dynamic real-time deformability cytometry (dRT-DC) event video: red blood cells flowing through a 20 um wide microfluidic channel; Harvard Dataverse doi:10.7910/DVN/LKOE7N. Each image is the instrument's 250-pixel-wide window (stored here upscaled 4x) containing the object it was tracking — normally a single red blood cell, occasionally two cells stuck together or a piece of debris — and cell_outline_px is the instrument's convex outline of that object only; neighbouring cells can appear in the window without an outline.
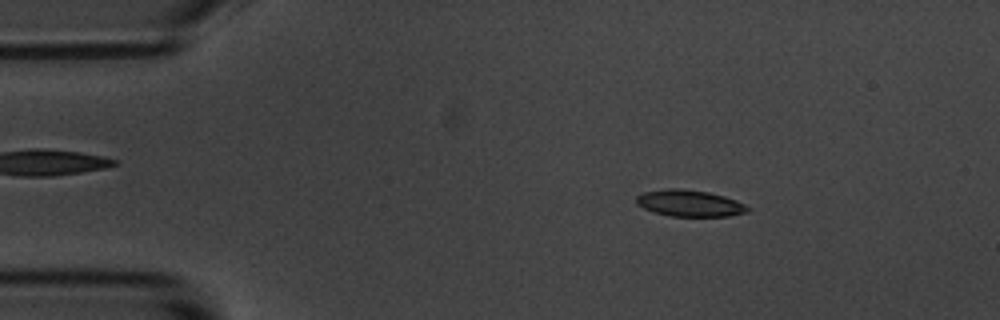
{"species": "common noctule bat (a hibernating species)", "species_latin": "Nyctalus noctula", "temperature_condition": "room temperature", "stored_images_in_passage": 56, "camera_frame_rate_fps": 3000, "um_per_image_px": 0.085, "animal": {"sex": "male", "body_mass_g": 20.1, "forearm_length_mm": 53.5}, "frame": {"image": 1, "passage_image": 9, "time_ms": 2.667, "image_size_px": [1000, 320], "cell_outline_px": [[748, 212], [728, 216], [672, 216], [656, 212], [644, 208], [636, 204], [636, 196], [644, 192], [668, 188], [680, 188], [708, 192], [724, 196], [736, 200], [744, 204], [748, 208]], "centroid_in_image_um": [58.61, 17.27], "position_along_channel_um": 26.4, "area_um2": 17.05}}
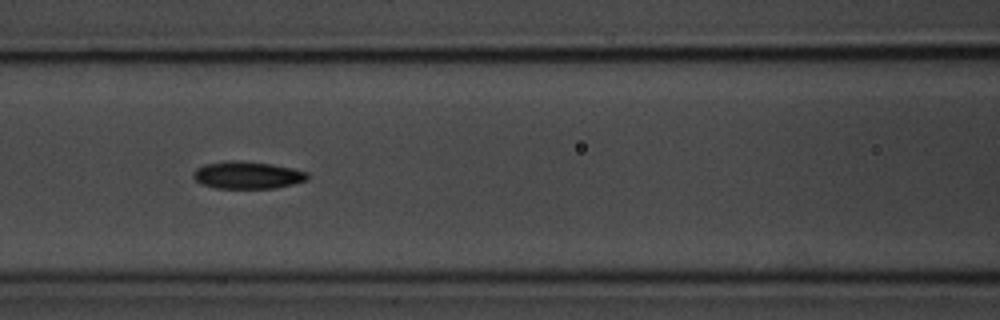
{"frame": {"image": 2, "passage_image": 24, "time_ms": 7.667, "image_size_px": [1000, 320], "cell_outline_px": [[308, 180], [276, 188], [216, 188], [200, 184], [192, 176], [192, 172], [196, 168], [204, 164], [228, 160], [240, 160], [272, 164], [292, 168], [308, 172]], "centroid_in_image_um": [21.0, 14.88], "position_along_channel_um": 145.6, "area_um2": 18.38}}
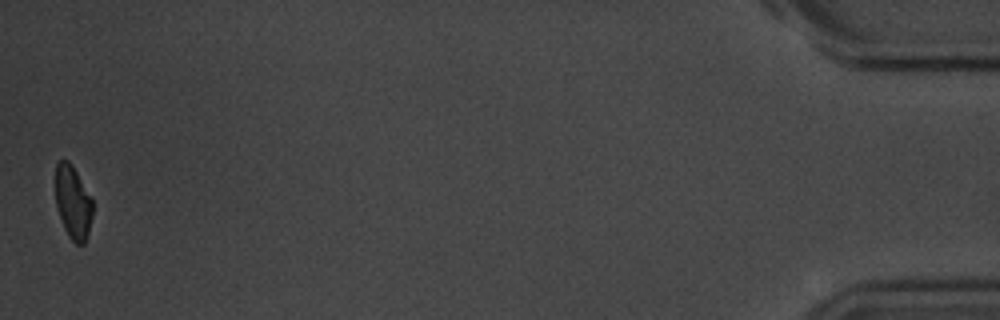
{"frame": {"image": 3, "passage_image": 56, "time_ms": 18.333, "image_size_px": [1000, 320], "cell_outline_px": [[92, 216], [88, 232], [84, 244], [76, 244], [68, 236], [64, 228], [56, 208], [56, 164], [60, 160], [68, 160], [72, 164], [92, 196]], "centroid_in_image_um": [6.21, 17.18], "position_along_channel_um": 429.0, "area_um2": 16.01}, "authors_computed_cell_mechanics": {"area_um2": 17.5134, "velocity_mm_per_s": 3.5478, "shape_relaxation_time_tau1_ms": 4.9308, "shape_relaxation_time_tau2_ms": 7.427, "deformation_change_tau1": 0.1172, "deformation_change_tau2": 0.1449}}